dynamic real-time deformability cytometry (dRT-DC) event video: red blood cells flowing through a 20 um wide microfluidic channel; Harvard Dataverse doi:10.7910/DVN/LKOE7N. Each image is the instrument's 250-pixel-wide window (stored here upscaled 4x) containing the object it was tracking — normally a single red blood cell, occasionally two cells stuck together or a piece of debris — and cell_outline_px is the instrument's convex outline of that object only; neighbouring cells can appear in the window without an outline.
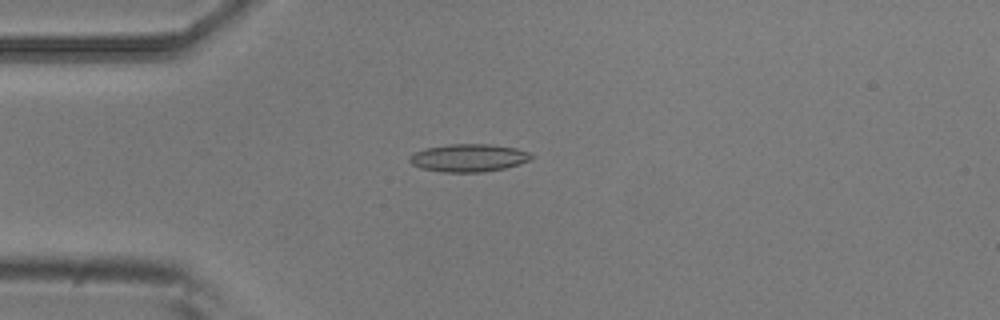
{"species": "common noctule bat (a hibernating species)", "species_latin": "Nyctalus noctula", "temperature_condition": "room temperature", "stored_images_in_passage": 4, "camera_frame_rate_fps": 3000, "um_per_image_px": 0.085, "animal": {"sex": "male", "body_mass_g": 20.5, "forearm_length_mm": 52.5}, "frame": {"image": 1, "passage_image": 3, "time_ms": 0.667, "image_size_px": [1000, 320], "cell_outline_px": [[536, 156], [520, 164], [504, 168], [484, 172], [440, 172], [420, 168], [412, 164], [408, 160], [408, 156], [412, 152], [424, 148], [448, 144], [488, 144], [516, 148], [528, 152]], "centroid_in_image_um": [39.78, 13.42], "position_along_channel_um": 45.2, "area_um2": 19.94}}